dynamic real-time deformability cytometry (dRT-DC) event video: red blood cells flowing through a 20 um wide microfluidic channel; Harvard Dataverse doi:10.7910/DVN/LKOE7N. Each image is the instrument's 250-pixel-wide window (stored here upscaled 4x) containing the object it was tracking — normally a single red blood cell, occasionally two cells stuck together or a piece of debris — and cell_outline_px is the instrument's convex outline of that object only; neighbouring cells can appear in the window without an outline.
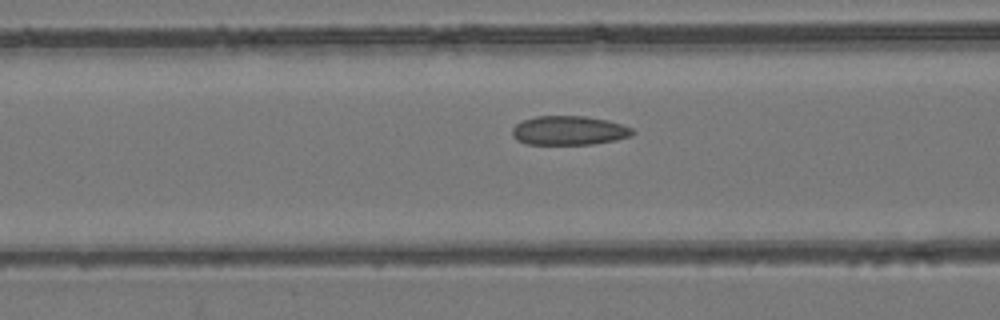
{"species": "common noctule bat (a hibernating species)", "species_latin": "Nyctalus noctula", "temperature_condition": "room temperature", "stored_images_in_passage": 56, "camera_frame_rate_fps": 3000, "um_per_image_px": 0.085, "animal": {"sex": "female", "body_mass_g": 24.6, "forearm_length_mm": 56.2}, "frame": {"image": 1, "passage_image": 23, "time_ms": 7.333, "image_size_px": [1000, 320], "cell_outline_px": [[636, 132], [632, 136], [616, 140], [592, 144], [524, 144], [516, 140], [512, 136], [512, 128], [516, 124], [524, 120], [536, 116], [584, 116], [608, 120], [632, 128]], "centroid_in_image_um": [48.36, 11.1], "position_along_channel_um": 118.2, "area_um2": 20.52}}
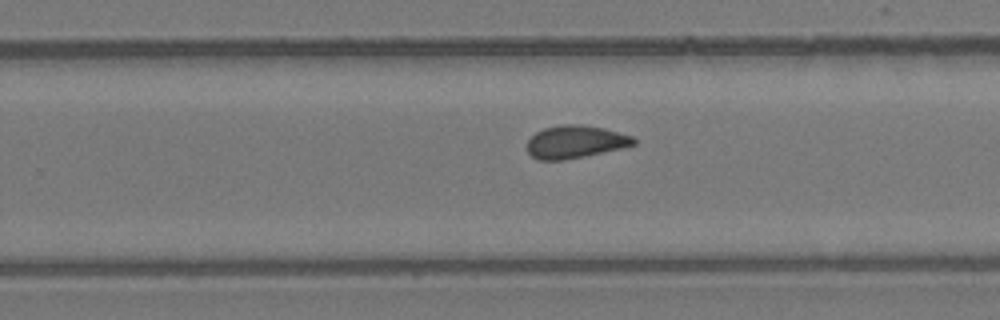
{"frame": {"image": 2, "passage_image": 36, "time_ms": 11.667, "image_size_px": [1000, 320], "cell_outline_px": [[636, 144], [620, 148], [584, 156], [564, 160], [540, 160], [532, 156], [528, 152], [528, 140], [536, 132], [544, 128], [560, 124], [580, 124], [604, 128], [632, 136], [636, 140]], "centroid_in_image_um": [48.89, 12.04], "position_along_channel_um": 280.9, "area_um2": 20.17}}
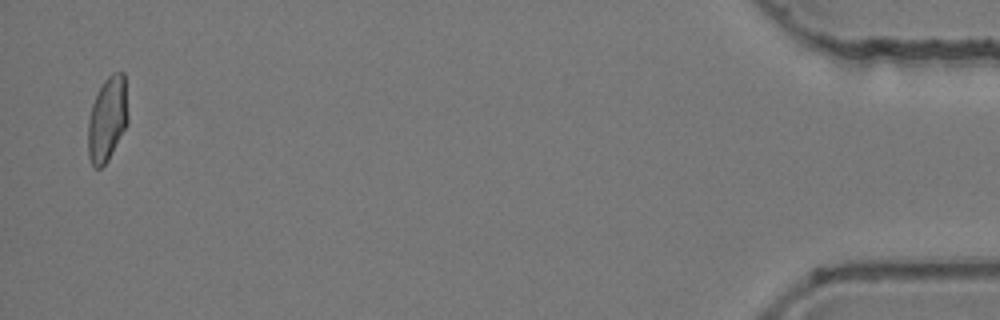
{"frame": {"image": 3, "passage_image": 55, "time_ms": 18.0, "image_size_px": [1000, 320], "cell_outline_px": [[128, 124], [108, 160], [100, 168], [92, 168], [88, 156], [88, 120], [92, 104], [104, 80], [112, 72], [124, 72], [128, 116]], "centroid_in_image_um": [9.12, 10.14], "position_along_channel_um": 426.1, "area_um2": 19.83}, "authors_computed_cell_mechanics": {"area_um2": 20.6635, "velocity_mm_per_s": 3.7588, "shape_relaxation_time_tau1_ms": null, "shape_relaxation_time_tau2_ms": 1.3374, "deformation_change_tau1": null, "deformation_change_tau2": 0.0515}}